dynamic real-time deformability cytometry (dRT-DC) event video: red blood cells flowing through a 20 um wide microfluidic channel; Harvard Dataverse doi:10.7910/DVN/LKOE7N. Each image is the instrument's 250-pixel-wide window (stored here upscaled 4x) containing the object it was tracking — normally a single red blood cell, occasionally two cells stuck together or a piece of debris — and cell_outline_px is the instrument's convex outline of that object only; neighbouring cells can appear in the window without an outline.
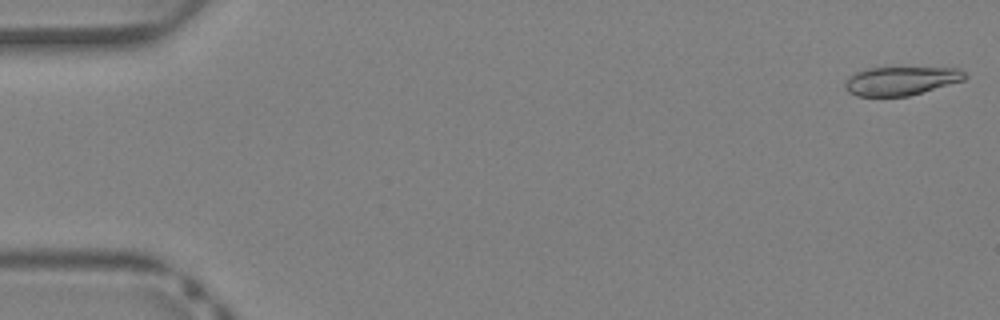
{"species": "Egyptian fruit bat (a non-hibernating species)", "species_latin": "Rousettus aegyptiacus", "temperature_condition": "warm", "stored_images_in_passage": 38, "camera_frame_rate_fps": 3000, "um_per_image_px": 0.085, "animal": {"sex": "female"}, "frame": {"image": 1, "passage_image": 1, "time_ms": 0.0, "image_size_px": [1000, 320], "cell_outline_px": [[968, 76], [964, 80], [908, 96], [856, 96], [848, 92], [844, 88], [844, 84], [848, 76], [856, 72], [868, 68], [956, 68], [964, 72]], "centroid_in_image_um": [76.54, 6.88], "position_along_channel_um": 8.5, "area_um2": 19.88}}
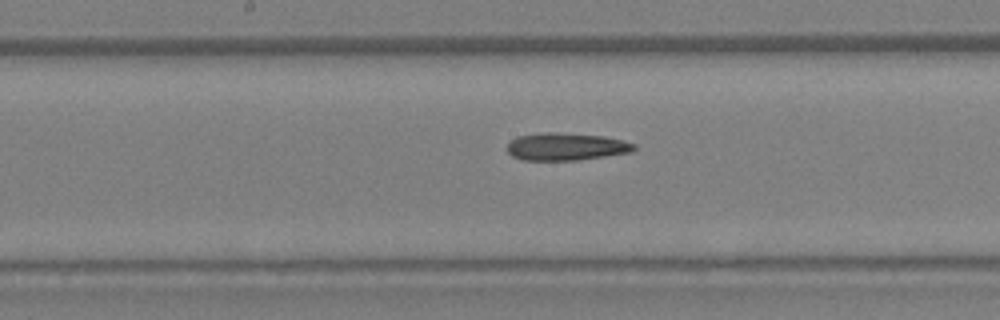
{"frame": {"image": 2, "passage_image": 21, "time_ms": 6.667, "image_size_px": [1000, 320], "cell_outline_px": [[636, 148], [632, 152], [576, 160], [524, 160], [512, 156], [508, 152], [508, 144], [516, 136], [548, 132], [552, 132], [604, 136], [636, 144]], "centroid_in_image_um": [48.11, 12.46], "position_along_channel_um": 200.1, "area_um2": 20.11}}
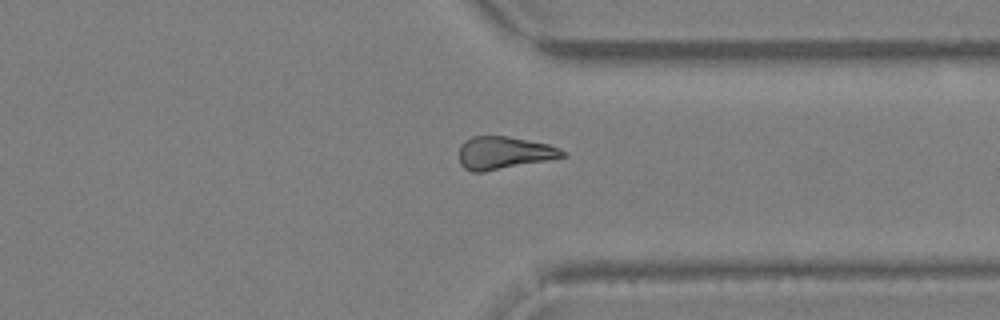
{"frame": {"image": 3, "passage_image": 31, "time_ms": 10.0, "image_size_px": [1000, 320], "cell_outline_px": [[568, 156], [548, 160], [484, 172], [472, 172], [464, 168], [460, 164], [460, 144], [464, 140], [472, 136], [508, 136], [548, 144], [560, 148], [568, 152]], "centroid_in_image_um": [42.85, 12.99], "position_along_channel_um": 368.5, "area_um2": 19.88}}